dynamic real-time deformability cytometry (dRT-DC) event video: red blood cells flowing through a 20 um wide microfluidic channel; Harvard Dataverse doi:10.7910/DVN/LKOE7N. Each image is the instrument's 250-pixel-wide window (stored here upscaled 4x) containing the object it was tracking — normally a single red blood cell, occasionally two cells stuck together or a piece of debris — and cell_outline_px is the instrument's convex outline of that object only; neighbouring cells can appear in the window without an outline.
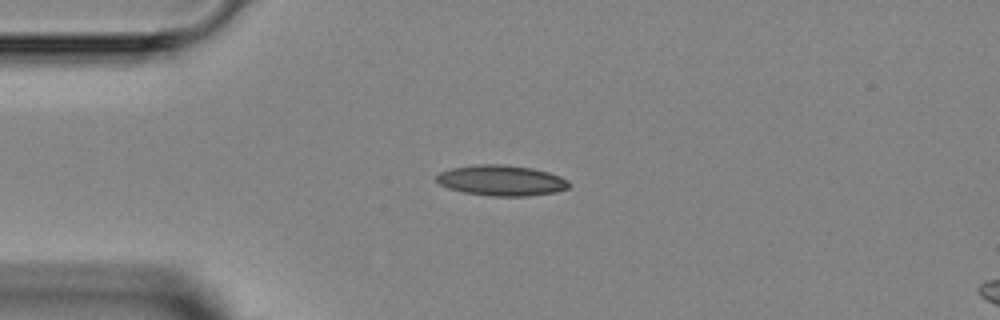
{"species": "Egyptian fruit bat (a non-hibernating species)", "species_latin": "Rousettus aegyptiacus", "temperature_condition": "room temperature", "stored_images_in_passage": 3, "camera_frame_rate_fps": 3000, "um_per_image_px": 0.085, "animal": {"sex": "female"}, "frame": {"image": 1, "passage_image": 1, "time_ms": 0.0, "image_size_px": [1000, 320], "cell_outline_px": [[572, 184], [568, 188], [556, 192], [528, 196], [488, 196], [464, 192], [448, 188], [440, 184], [436, 180], [436, 176], [440, 172], [452, 168], [476, 164], [500, 164], [532, 168], [548, 172], [560, 176], [568, 180]], "centroid_in_image_um": [42.64, 15.34], "position_along_channel_um": 42.4, "area_um2": 23.7}}
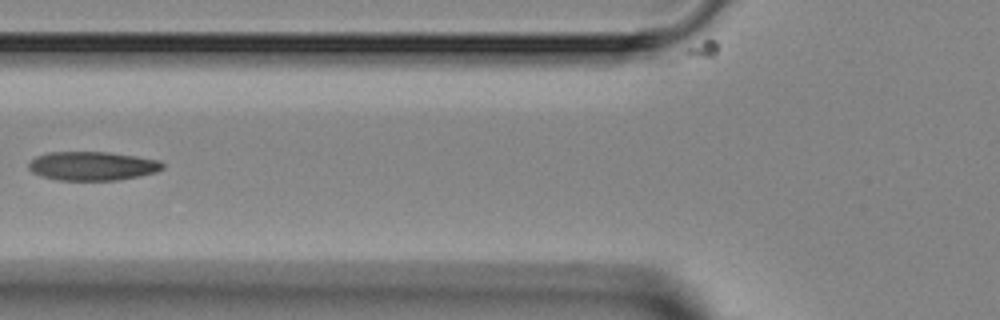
{"frame": {"image": 2, "passage_image": 3, "time_ms": 2.333, "image_size_px": [1000, 320], "cell_outline_px": [[164, 168], [156, 172], [140, 176], [116, 180], [56, 180], [40, 176], [32, 172], [28, 168], [28, 164], [36, 156], [48, 152], [108, 152], [136, 156], [160, 160], [164, 164]], "centroid_in_image_um": [7.85, 14.11], "position_along_channel_um": 117.9, "area_um2": 22.66}}